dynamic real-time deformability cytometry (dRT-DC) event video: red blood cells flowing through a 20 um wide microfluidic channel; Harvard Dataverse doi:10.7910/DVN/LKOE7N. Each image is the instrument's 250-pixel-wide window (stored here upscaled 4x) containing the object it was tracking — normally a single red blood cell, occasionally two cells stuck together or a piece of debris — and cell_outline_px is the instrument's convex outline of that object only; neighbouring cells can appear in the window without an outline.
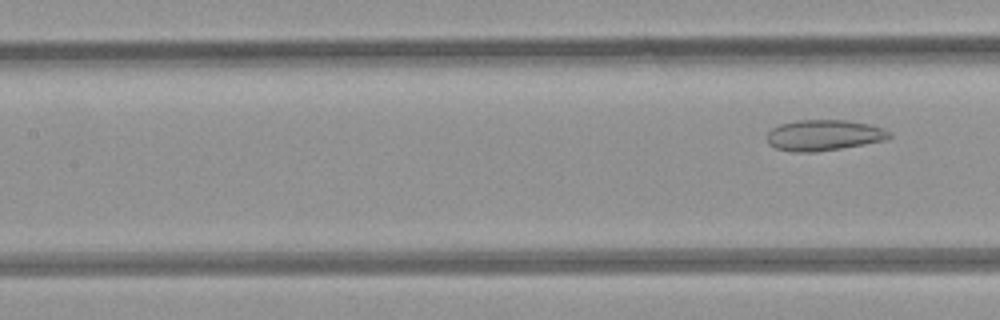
{"species": "common noctule bat (a hibernating species)", "species_latin": "Nyctalus noctula", "temperature_condition": "room temperature", "stored_images_in_passage": 5, "segment_of_instrument_passage": [2, 2], "camera_frame_rate_fps": 3000, "um_per_image_px": 0.085, "animal": {"sex": "female", "body_mass_g": 21.9}, "frame": {"image": 1, "passage_image": 5, "time_ms": 5.333, "image_size_px": [1000, 320], "cell_outline_px": [[892, 136], [884, 140], [864, 144], [816, 152], [796, 152], [776, 148], [768, 144], [768, 132], [772, 128], [780, 124], [796, 120], [848, 120], [868, 124], [892, 132]], "centroid_in_image_um": [70.02, 11.49], "position_along_channel_um": 137.4, "area_um2": 21.85}}